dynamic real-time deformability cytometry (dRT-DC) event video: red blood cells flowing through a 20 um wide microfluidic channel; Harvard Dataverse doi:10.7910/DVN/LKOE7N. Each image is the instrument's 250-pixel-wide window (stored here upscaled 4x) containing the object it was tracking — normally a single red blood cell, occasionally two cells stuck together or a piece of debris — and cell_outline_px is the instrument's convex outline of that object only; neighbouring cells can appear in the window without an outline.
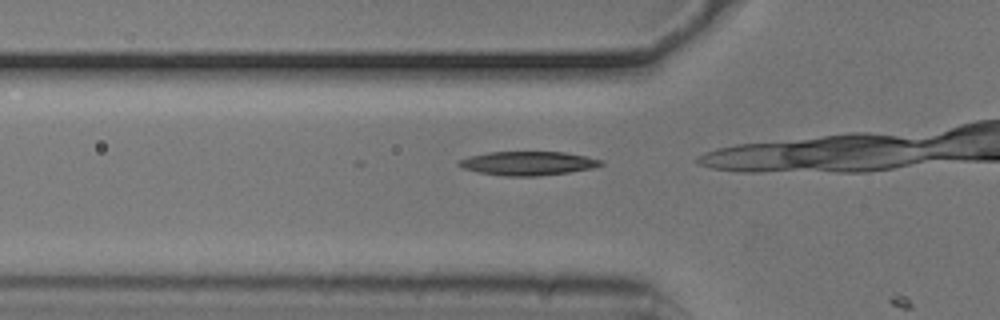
{"species": "common noctule bat (a hibernating species)", "species_latin": "Nyctalus noctula", "temperature_condition": "cold", "stored_images_in_passage": 10, "camera_frame_rate_fps": 3000, "um_per_image_px": 0.085, "animal": {"sex": "male", "body_mass_g": 20.5, "forearm_length_mm": 52.5}, "frame": {"image": 1, "passage_image": 9, "time_ms": 2.667, "image_size_px": [1000, 320], "cell_outline_px": [[604, 164], [592, 168], [568, 172], [536, 176], [504, 176], [476, 172], [464, 168], [456, 164], [456, 160], [468, 156], [488, 152], [564, 152], [604, 160]], "centroid_in_image_um": [44.82, 13.88], "position_along_channel_um": 81.0, "area_um2": 19.83}}